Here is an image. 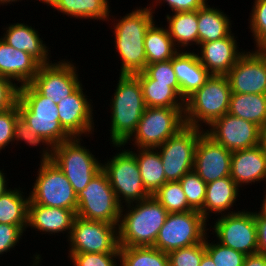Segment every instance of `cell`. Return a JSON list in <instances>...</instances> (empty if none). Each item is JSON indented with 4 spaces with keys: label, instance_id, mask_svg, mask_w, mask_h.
I'll return each instance as SVG.
<instances>
[{
    "label": "cell",
    "instance_id": "6",
    "mask_svg": "<svg viewBox=\"0 0 266 266\" xmlns=\"http://www.w3.org/2000/svg\"><path fill=\"white\" fill-rule=\"evenodd\" d=\"M186 126L184 108L146 107L136 131L124 144H113L124 148L132 139L137 148H157Z\"/></svg>",
    "mask_w": 266,
    "mask_h": 266
},
{
    "label": "cell",
    "instance_id": "20",
    "mask_svg": "<svg viewBox=\"0 0 266 266\" xmlns=\"http://www.w3.org/2000/svg\"><path fill=\"white\" fill-rule=\"evenodd\" d=\"M200 63L211 75H227L245 53L238 50L235 36L230 33L220 40L200 43Z\"/></svg>",
    "mask_w": 266,
    "mask_h": 266
},
{
    "label": "cell",
    "instance_id": "46",
    "mask_svg": "<svg viewBox=\"0 0 266 266\" xmlns=\"http://www.w3.org/2000/svg\"><path fill=\"white\" fill-rule=\"evenodd\" d=\"M19 86L13 80L0 75V111L14 106L18 99Z\"/></svg>",
    "mask_w": 266,
    "mask_h": 266
},
{
    "label": "cell",
    "instance_id": "17",
    "mask_svg": "<svg viewBox=\"0 0 266 266\" xmlns=\"http://www.w3.org/2000/svg\"><path fill=\"white\" fill-rule=\"evenodd\" d=\"M205 133L231 152L259 145L260 127L229 113L215 120Z\"/></svg>",
    "mask_w": 266,
    "mask_h": 266
},
{
    "label": "cell",
    "instance_id": "25",
    "mask_svg": "<svg viewBox=\"0 0 266 266\" xmlns=\"http://www.w3.org/2000/svg\"><path fill=\"white\" fill-rule=\"evenodd\" d=\"M6 32L1 39L12 46L14 49L27 52L35 58L41 65L49 64V48L43 44V40L39 37L38 31L24 23L9 24L8 28H4ZM49 51V52H48Z\"/></svg>",
    "mask_w": 266,
    "mask_h": 266
},
{
    "label": "cell",
    "instance_id": "33",
    "mask_svg": "<svg viewBox=\"0 0 266 266\" xmlns=\"http://www.w3.org/2000/svg\"><path fill=\"white\" fill-rule=\"evenodd\" d=\"M20 188L7 190L0 195V223L19 226L26 231L29 196H23Z\"/></svg>",
    "mask_w": 266,
    "mask_h": 266
},
{
    "label": "cell",
    "instance_id": "5",
    "mask_svg": "<svg viewBox=\"0 0 266 266\" xmlns=\"http://www.w3.org/2000/svg\"><path fill=\"white\" fill-rule=\"evenodd\" d=\"M231 89L226 75H211L205 84L185 100L187 126L203 129L228 113ZM200 122V123H199Z\"/></svg>",
    "mask_w": 266,
    "mask_h": 266
},
{
    "label": "cell",
    "instance_id": "36",
    "mask_svg": "<svg viewBox=\"0 0 266 266\" xmlns=\"http://www.w3.org/2000/svg\"><path fill=\"white\" fill-rule=\"evenodd\" d=\"M168 213H183L194 210L186 199L179 181H167L153 195Z\"/></svg>",
    "mask_w": 266,
    "mask_h": 266
},
{
    "label": "cell",
    "instance_id": "30",
    "mask_svg": "<svg viewBox=\"0 0 266 266\" xmlns=\"http://www.w3.org/2000/svg\"><path fill=\"white\" fill-rule=\"evenodd\" d=\"M228 113L261 127L266 122V94L231 93Z\"/></svg>",
    "mask_w": 266,
    "mask_h": 266
},
{
    "label": "cell",
    "instance_id": "34",
    "mask_svg": "<svg viewBox=\"0 0 266 266\" xmlns=\"http://www.w3.org/2000/svg\"><path fill=\"white\" fill-rule=\"evenodd\" d=\"M146 107L184 108V99L172 88L170 83L156 80H139Z\"/></svg>",
    "mask_w": 266,
    "mask_h": 266
},
{
    "label": "cell",
    "instance_id": "13",
    "mask_svg": "<svg viewBox=\"0 0 266 266\" xmlns=\"http://www.w3.org/2000/svg\"><path fill=\"white\" fill-rule=\"evenodd\" d=\"M204 132L205 130L186 125L157 147L167 181H179L193 170L195 148Z\"/></svg>",
    "mask_w": 266,
    "mask_h": 266
},
{
    "label": "cell",
    "instance_id": "8",
    "mask_svg": "<svg viewBox=\"0 0 266 266\" xmlns=\"http://www.w3.org/2000/svg\"><path fill=\"white\" fill-rule=\"evenodd\" d=\"M76 216L119 225L121 205L106 173L101 169L84 190L77 194Z\"/></svg>",
    "mask_w": 266,
    "mask_h": 266
},
{
    "label": "cell",
    "instance_id": "50",
    "mask_svg": "<svg viewBox=\"0 0 266 266\" xmlns=\"http://www.w3.org/2000/svg\"><path fill=\"white\" fill-rule=\"evenodd\" d=\"M259 146L266 154V122L260 127Z\"/></svg>",
    "mask_w": 266,
    "mask_h": 266
},
{
    "label": "cell",
    "instance_id": "47",
    "mask_svg": "<svg viewBox=\"0 0 266 266\" xmlns=\"http://www.w3.org/2000/svg\"><path fill=\"white\" fill-rule=\"evenodd\" d=\"M156 1V2H155ZM159 1V2H158ZM167 3L172 12H186V11H197L203 7L207 0H154L155 4L160 2Z\"/></svg>",
    "mask_w": 266,
    "mask_h": 266
},
{
    "label": "cell",
    "instance_id": "7",
    "mask_svg": "<svg viewBox=\"0 0 266 266\" xmlns=\"http://www.w3.org/2000/svg\"><path fill=\"white\" fill-rule=\"evenodd\" d=\"M80 137H72L53 147L52 161L64 173L78 194L102 169V163L80 143Z\"/></svg>",
    "mask_w": 266,
    "mask_h": 266
},
{
    "label": "cell",
    "instance_id": "32",
    "mask_svg": "<svg viewBox=\"0 0 266 266\" xmlns=\"http://www.w3.org/2000/svg\"><path fill=\"white\" fill-rule=\"evenodd\" d=\"M155 25L153 22L145 35L144 49L147 65L170 60L180 51L175 47L167 28Z\"/></svg>",
    "mask_w": 266,
    "mask_h": 266
},
{
    "label": "cell",
    "instance_id": "51",
    "mask_svg": "<svg viewBox=\"0 0 266 266\" xmlns=\"http://www.w3.org/2000/svg\"><path fill=\"white\" fill-rule=\"evenodd\" d=\"M2 170H0V195L4 194L7 190V181Z\"/></svg>",
    "mask_w": 266,
    "mask_h": 266
},
{
    "label": "cell",
    "instance_id": "14",
    "mask_svg": "<svg viewBox=\"0 0 266 266\" xmlns=\"http://www.w3.org/2000/svg\"><path fill=\"white\" fill-rule=\"evenodd\" d=\"M230 212L223 213L212 227L219 243L246 256L258 253L255 212Z\"/></svg>",
    "mask_w": 266,
    "mask_h": 266
},
{
    "label": "cell",
    "instance_id": "10",
    "mask_svg": "<svg viewBox=\"0 0 266 266\" xmlns=\"http://www.w3.org/2000/svg\"><path fill=\"white\" fill-rule=\"evenodd\" d=\"M29 193V202L49 207L77 210V194L53 161H40L38 174Z\"/></svg>",
    "mask_w": 266,
    "mask_h": 266
},
{
    "label": "cell",
    "instance_id": "22",
    "mask_svg": "<svg viewBox=\"0 0 266 266\" xmlns=\"http://www.w3.org/2000/svg\"><path fill=\"white\" fill-rule=\"evenodd\" d=\"M41 64L25 51L14 49L0 38V75L18 81L19 86L30 84Z\"/></svg>",
    "mask_w": 266,
    "mask_h": 266
},
{
    "label": "cell",
    "instance_id": "12",
    "mask_svg": "<svg viewBox=\"0 0 266 266\" xmlns=\"http://www.w3.org/2000/svg\"><path fill=\"white\" fill-rule=\"evenodd\" d=\"M68 241L69 254L119 253L118 225L76 216Z\"/></svg>",
    "mask_w": 266,
    "mask_h": 266
},
{
    "label": "cell",
    "instance_id": "41",
    "mask_svg": "<svg viewBox=\"0 0 266 266\" xmlns=\"http://www.w3.org/2000/svg\"><path fill=\"white\" fill-rule=\"evenodd\" d=\"M205 253L204 239L201 243L167 253L169 266H200L201 259Z\"/></svg>",
    "mask_w": 266,
    "mask_h": 266
},
{
    "label": "cell",
    "instance_id": "35",
    "mask_svg": "<svg viewBox=\"0 0 266 266\" xmlns=\"http://www.w3.org/2000/svg\"><path fill=\"white\" fill-rule=\"evenodd\" d=\"M121 266H169L167 253L154 246L119 247Z\"/></svg>",
    "mask_w": 266,
    "mask_h": 266
},
{
    "label": "cell",
    "instance_id": "39",
    "mask_svg": "<svg viewBox=\"0 0 266 266\" xmlns=\"http://www.w3.org/2000/svg\"><path fill=\"white\" fill-rule=\"evenodd\" d=\"M205 236L206 253L212 258L216 266H243L246 255L224 246L221 243H210Z\"/></svg>",
    "mask_w": 266,
    "mask_h": 266
},
{
    "label": "cell",
    "instance_id": "49",
    "mask_svg": "<svg viewBox=\"0 0 266 266\" xmlns=\"http://www.w3.org/2000/svg\"><path fill=\"white\" fill-rule=\"evenodd\" d=\"M243 266H266V255L264 253H255L246 256Z\"/></svg>",
    "mask_w": 266,
    "mask_h": 266
},
{
    "label": "cell",
    "instance_id": "38",
    "mask_svg": "<svg viewBox=\"0 0 266 266\" xmlns=\"http://www.w3.org/2000/svg\"><path fill=\"white\" fill-rule=\"evenodd\" d=\"M179 182L182 185L188 204L197 211L203 209L207 184L192 170L186 173Z\"/></svg>",
    "mask_w": 266,
    "mask_h": 266
},
{
    "label": "cell",
    "instance_id": "19",
    "mask_svg": "<svg viewBox=\"0 0 266 266\" xmlns=\"http://www.w3.org/2000/svg\"><path fill=\"white\" fill-rule=\"evenodd\" d=\"M82 84L57 104L59 121L71 137H81L94 131L93 106L83 93ZM89 101V102H88Z\"/></svg>",
    "mask_w": 266,
    "mask_h": 266
},
{
    "label": "cell",
    "instance_id": "4",
    "mask_svg": "<svg viewBox=\"0 0 266 266\" xmlns=\"http://www.w3.org/2000/svg\"><path fill=\"white\" fill-rule=\"evenodd\" d=\"M16 103L19 115L30 129L52 147L72 138L60 124L57 104L42 96L31 84L19 86Z\"/></svg>",
    "mask_w": 266,
    "mask_h": 266
},
{
    "label": "cell",
    "instance_id": "53",
    "mask_svg": "<svg viewBox=\"0 0 266 266\" xmlns=\"http://www.w3.org/2000/svg\"><path fill=\"white\" fill-rule=\"evenodd\" d=\"M262 207H260V211L259 213L264 217L266 218V194L264 196V200H263V204L261 205Z\"/></svg>",
    "mask_w": 266,
    "mask_h": 266
},
{
    "label": "cell",
    "instance_id": "16",
    "mask_svg": "<svg viewBox=\"0 0 266 266\" xmlns=\"http://www.w3.org/2000/svg\"><path fill=\"white\" fill-rule=\"evenodd\" d=\"M226 77L231 93L266 94V47L244 53Z\"/></svg>",
    "mask_w": 266,
    "mask_h": 266
},
{
    "label": "cell",
    "instance_id": "55",
    "mask_svg": "<svg viewBox=\"0 0 266 266\" xmlns=\"http://www.w3.org/2000/svg\"><path fill=\"white\" fill-rule=\"evenodd\" d=\"M39 1H42L41 3H46L48 0H39Z\"/></svg>",
    "mask_w": 266,
    "mask_h": 266
},
{
    "label": "cell",
    "instance_id": "28",
    "mask_svg": "<svg viewBox=\"0 0 266 266\" xmlns=\"http://www.w3.org/2000/svg\"><path fill=\"white\" fill-rule=\"evenodd\" d=\"M231 32L230 19L223 11L211 8L208 3L198 9V45L220 40Z\"/></svg>",
    "mask_w": 266,
    "mask_h": 266
},
{
    "label": "cell",
    "instance_id": "24",
    "mask_svg": "<svg viewBox=\"0 0 266 266\" xmlns=\"http://www.w3.org/2000/svg\"><path fill=\"white\" fill-rule=\"evenodd\" d=\"M172 66L184 101L200 89L211 74L200 63L196 53L179 51L172 58Z\"/></svg>",
    "mask_w": 266,
    "mask_h": 266
},
{
    "label": "cell",
    "instance_id": "21",
    "mask_svg": "<svg viewBox=\"0 0 266 266\" xmlns=\"http://www.w3.org/2000/svg\"><path fill=\"white\" fill-rule=\"evenodd\" d=\"M76 210H69L60 207H49L34 202L28 203L27 226L47 234L68 231L70 237ZM65 231V232H63Z\"/></svg>",
    "mask_w": 266,
    "mask_h": 266
},
{
    "label": "cell",
    "instance_id": "31",
    "mask_svg": "<svg viewBox=\"0 0 266 266\" xmlns=\"http://www.w3.org/2000/svg\"><path fill=\"white\" fill-rule=\"evenodd\" d=\"M166 20L169 24L167 26L169 36L172 38L175 47L180 49L192 44L198 46V10L176 12L172 16L167 14Z\"/></svg>",
    "mask_w": 266,
    "mask_h": 266
},
{
    "label": "cell",
    "instance_id": "1",
    "mask_svg": "<svg viewBox=\"0 0 266 266\" xmlns=\"http://www.w3.org/2000/svg\"><path fill=\"white\" fill-rule=\"evenodd\" d=\"M152 7L137 8L114 23L115 48L120 55V74L143 72L147 65L144 40L147 29L154 22ZM116 24V25H115Z\"/></svg>",
    "mask_w": 266,
    "mask_h": 266
},
{
    "label": "cell",
    "instance_id": "9",
    "mask_svg": "<svg viewBox=\"0 0 266 266\" xmlns=\"http://www.w3.org/2000/svg\"><path fill=\"white\" fill-rule=\"evenodd\" d=\"M109 160L106 164H102V170L106 173L116 199L121 206H123V202L127 205L151 196L143 186L133 152L124 149L116 153L115 156L113 155L112 159Z\"/></svg>",
    "mask_w": 266,
    "mask_h": 266
},
{
    "label": "cell",
    "instance_id": "45",
    "mask_svg": "<svg viewBox=\"0 0 266 266\" xmlns=\"http://www.w3.org/2000/svg\"><path fill=\"white\" fill-rule=\"evenodd\" d=\"M23 233L19 226L0 223V255L13 249Z\"/></svg>",
    "mask_w": 266,
    "mask_h": 266
},
{
    "label": "cell",
    "instance_id": "54",
    "mask_svg": "<svg viewBox=\"0 0 266 266\" xmlns=\"http://www.w3.org/2000/svg\"><path fill=\"white\" fill-rule=\"evenodd\" d=\"M18 0H0V5H4V4H11L12 2H17ZM11 2V3H10Z\"/></svg>",
    "mask_w": 266,
    "mask_h": 266
},
{
    "label": "cell",
    "instance_id": "52",
    "mask_svg": "<svg viewBox=\"0 0 266 266\" xmlns=\"http://www.w3.org/2000/svg\"><path fill=\"white\" fill-rule=\"evenodd\" d=\"M200 266H216L212 258L205 253L201 259Z\"/></svg>",
    "mask_w": 266,
    "mask_h": 266
},
{
    "label": "cell",
    "instance_id": "23",
    "mask_svg": "<svg viewBox=\"0 0 266 266\" xmlns=\"http://www.w3.org/2000/svg\"><path fill=\"white\" fill-rule=\"evenodd\" d=\"M230 177L239 187L266 179V154L259 145L232 152Z\"/></svg>",
    "mask_w": 266,
    "mask_h": 266
},
{
    "label": "cell",
    "instance_id": "29",
    "mask_svg": "<svg viewBox=\"0 0 266 266\" xmlns=\"http://www.w3.org/2000/svg\"><path fill=\"white\" fill-rule=\"evenodd\" d=\"M108 0H48L46 4L64 15L81 19L107 20Z\"/></svg>",
    "mask_w": 266,
    "mask_h": 266
},
{
    "label": "cell",
    "instance_id": "48",
    "mask_svg": "<svg viewBox=\"0 0 266 266\" xmlns=\"http://www.w3.org/2000/svg\"><path fill=\"white\" fill-rule=\"evenodd\" d=\"M255 223L257 228L258 249L266 255V218L259 212H255Z\"/></svg>",
    "mask_w": 266,
    "mask_h": 266
},
{
    "label": "cell",
    "instance_id": "44",
    "mask_svg": "<svg viewBox=\"0 0 266 266\" xmlns=\"http://www.w3.org/2000/svg\"><path fill=\"white\" fill-rule=\"evenodd\" d=\"M19 115L17 103L0 111V150L5 149L10 142H14V127Z\"/></svg>",
    "mask_w": 266,
    "mask_h": 266
},
{
    "label": "cell",
    "instance_id": "15",
    "mask_svg": "<svg viewBox=\"0 0 266 266\" xmlns=\"http://www.w3.org/2000/svg\"><path fill=\"white\" fill-rule=\"evenodd\" d=\"M76 66L70 61L41 65L31 85L44 97L55 104L71 95L82 83Z\"/></svg>",
    "mask_w": 266,
    "mask_h": 266
},
{
    "label": "cell",
    "instance_id": "11",
    "mask_svg": "<svg viewBox=\"0 0 266 266\" xmlns=\"http://www.w3.org/2000/svg\"><path fill=\"white\" fill-rule=\"evenodd\" d=\"M206 219L197 210L169 213L159 230L154 247L170 251L201 243L206 236Z\"/></svg>",
    "mask_w": 266,
    "mask_h": 266
},
{
    "label": "cell",
    "instance_id": "2",
    "mask_svg": "<svg viewBox=\"0 0 266 266\" xmlns=\"http://www.w3.org/2000/svg\"><path fill=\"white\" fill-rule=\"evenodd\" d=\"M131 204H127L128 213L125 211V214L124 207L121 206L118 225L119 247L154 246L159 230L169 213L152 196L135 202V206L134 203Z\"/></svg>",
    "mask_w": 266,
    "mask_h": 266
},
{
    "label": "cell",
    "instance_id": "3",
    "mask_svg": "<svg viewBox=\"0 0 266 266\" xmlns=\"http://www.w3.org/2000/svg\"><path fill=\"white\" fill-rule=\"evenodd\" d=\"M116 87L110 103V142L124 144L136 131L146 105L141 84L135 75L119 74Z\"/></svg>",
    "mask_w": 266,
    "mask_h": 266
},
{
    "label": "cell",
    "instance_id": "43",
    "mask_svg": "<svg viewBox=\"0 0 266 266\" xmlns=\"http://www.w3.org/2000/svg\"><path fill=\"white\" fill-rule=\"evenodd\" d=\"M68 257L73 266H117L116 259L120 260L119 253H78Z\"/></svg>",
    "mask_w": 266,
    "mask_h": 266
},
{
    "label": "cell",
    "instance_id": "37",
    "mask_svg": "<svg viewBox=\"0 0 266 266\" xmlns=\"http://www.w3.org/2000/svg\"><path fill=\"white\" fill-rule=\"evenodd\" d=\"M134 75L138 80H156V82L170 83V87L180 95L179 82L172 66V59L146 65L143 72Z\"/></svg>",
    "mask_w": 266,
    "mask_h": 266
},
{
    "label": "cell",
    "instance_id": "27",
    "mask_svg": "<svg viewBox=\"0 0 266 266\" xmlns=\"http://www.w3.org/2000/svg\"><path fill=\"white\" fill-rule=\"evenodd\" d=\"M136 157L146 191L152 196L166 182L162 159L157 148H138Z\"/></svg>",
    "mask_w": 266,
    "mask_h": 266
},
{
    "label": "cell",
    "instance_id": "18",
    "mask_svg": "<svg viewBox=\"0 0 266 266\" xmlns=\"http://www.w3.org/2000/svg\"><path fill=\"white\" fill-rule=\"evenodd\" d=\"M231 157V151L204 132L195 148L193 170L208 184L230 176Z\"/></svg>",
    "mask_w": 266,
    "mask_h": 266
},
{
    "label": "cell",
    "instance_id": "42",
    "mask_svg": "<svg viewBox=\"0 0 266 266\" xmlns=\"http://www.w3.org/2000/svg\"><path fill=\"white\" fill-rule=\"evenodd\" d=\"M250 13V30L257 48L266 47V0H255Z\"/></svg>",
    "mask_w": 266,
    "mask_h": 266
},
{
    "label": "cell",
    "instance_id": "40",
    "mask_svg": "<svg viewBox=\"0 0 266 266\" xmlns=\"http://www.w3.org/2000/svg\"><path fill=\"white\" fill-rule=\"evenodd\" d=\"M25 141V143L29 144V146H37L42 143V145L47 147L43 148V153L41 157V162L43 161H52V154H53V147L49 144L48 141H46L43 137L37 135L34 133L28 123L20 116L18 115L15 127H14V141ZM50 147V148H49Z\"/></svg>",
    "mask_w": 266,
    "mask_h": 266
},
{
    "label": "cell",
    "instance_id": "26",
    "mask_svg": "<svg viewBox=\"0 0 266 266\" xmlns=\"http://www.w3.org/2000/svg\"><path fill=\"white\" fill-rule=\"evenodd\" d=\"M239 186L231 179L230 176L220 178L210 182L206 186V197L203 209L200 211L202 216L208 220L210 213L222 215L234 206L238 196ZM226 210V211H225Z\"/></svg>",
    "mask_w": 266,
    "mask_h": 266
}]
</instances>
